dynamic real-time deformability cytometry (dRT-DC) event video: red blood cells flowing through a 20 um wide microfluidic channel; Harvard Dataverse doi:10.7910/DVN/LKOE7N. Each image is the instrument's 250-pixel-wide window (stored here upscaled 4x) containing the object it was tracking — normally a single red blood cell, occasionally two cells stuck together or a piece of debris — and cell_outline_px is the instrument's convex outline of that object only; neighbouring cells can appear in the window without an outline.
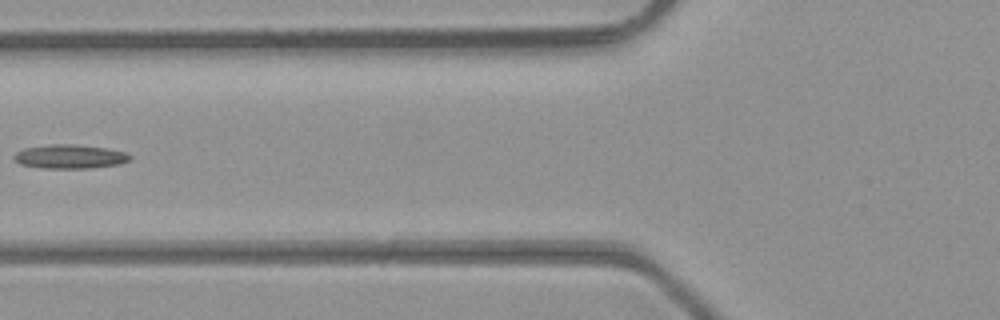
{"species": "common noctule bat (a hibernating species)", "species_latin": "Nyctalus noctula", "temperature_condition": "room temperature", "stored_images_in_passage": 6, "camera_frame_rate_fps": 3000, "um_per_image_px": 0.085, "animal": {"sex": "male", "body_mass_g": 23.1, "forearm_length_mm": 52.7}, "frame": {"image": 1, "passage_image": 6, "time_ms": 1.667, "image_size_px": [1000, 320], "cell_outline_px": [[132, 156], [128, 160], [120, 164], [92, 168], [40, 168], [20, 164], [12, 156], [16, 152], [24, 148], [52, 144], [76, 144], [108, 148], [124, 152]], "centroid_in_image_um": [5.93, 13.3], "position_along_channel_um": 119.9, "area_um2": 16.24}}